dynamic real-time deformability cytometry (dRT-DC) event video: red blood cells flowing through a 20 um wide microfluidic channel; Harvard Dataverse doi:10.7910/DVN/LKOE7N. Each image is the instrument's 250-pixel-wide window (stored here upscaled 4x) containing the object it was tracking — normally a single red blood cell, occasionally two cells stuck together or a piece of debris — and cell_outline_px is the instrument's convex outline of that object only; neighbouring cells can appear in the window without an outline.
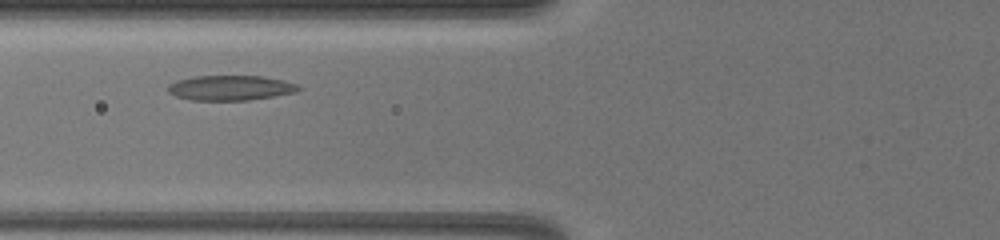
{"species": "common noctule bat (a hibernating species)", "species_latin": "Nyctalus noctula", "temperature_condition": "warm", "stored_images_in_passage": 6, "camera_frame_rate_fps": 3000, "um_per_image_px": 0.085, "animal": {"sex": "female", "body_mass_g": 19.5, "forearm_length_mm": 54.1}, "frame": {"image": 1, "passage_image": 4, "time_ms": 2.667, "image_size_px": [1000, 240], "cell_outline_px": [[300, 88], [296, 92], [248, 100], [192, 100], [176, 96], [168, 92], [168, 84], [176, 80], [196, 76], [260, 76], [284, 80], [296, 84]], "centroid_in_image_um": [19.55, 7.46], "position_along_channel_um": 106.2, "area_um2": 18.84}}
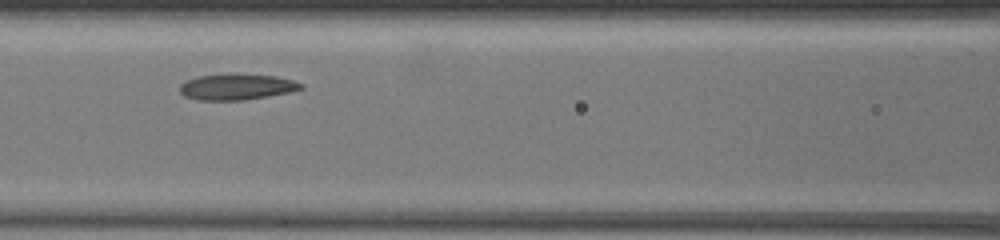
{"frame": {"image": 2, "passage_image": 5, "time_ms": 3.667, "image_size_px": [1000, 240], "cell_outline_px": [[304, 88], [288, 92], [268, 96], [244, 100], [200, 100], [184, 96], [180, 92], [180, 84], [196, 76], [220, 72], [236, 72], [276, 76], [292, 80], [304, 84]], "centroid_in_image_um": [20.1, 7.34], "position_along_channel_um": 146.5, "area_um2": 18.9}}